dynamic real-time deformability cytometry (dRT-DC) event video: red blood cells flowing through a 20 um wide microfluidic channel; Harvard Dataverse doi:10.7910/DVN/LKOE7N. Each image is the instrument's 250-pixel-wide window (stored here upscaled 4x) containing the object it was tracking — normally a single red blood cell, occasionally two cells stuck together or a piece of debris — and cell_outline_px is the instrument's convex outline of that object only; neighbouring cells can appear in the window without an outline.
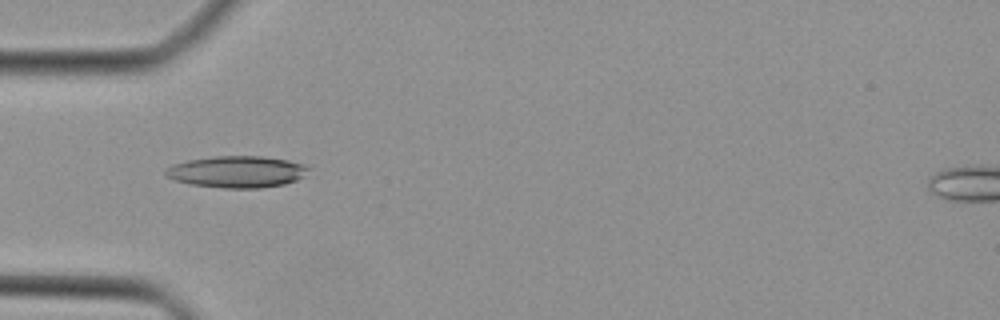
{"species": "Egyptian fruit bat (a non-hibernating species)", "species_latin": "Rousettus aegyptiacus", "temperature_condition": "cold", "stored_images_in_passage": 30, "camera_frame_rate_fps": 3000, "um_per_image_px": 0.085, "animal": {"sex": "female"}, "frame": {"image": 1, "passage_image": 2, "time_ms": 0.333, "image_size_px": [1000, 320], "cell_outline_px": [[308, 168], [304, 176], [296, 180], [284, 184], [260, 188], [224, 188], [192, 184], [176, 180], [168, 176], [164, 172], [172, 164], [188, 160], [216, 156], [260, 156], [288, 160], [304, 164]], "centroid_in_image_um": [20.15, 14.59], "position_along_channel_um": 64.8, "area_um2": 26.07}}
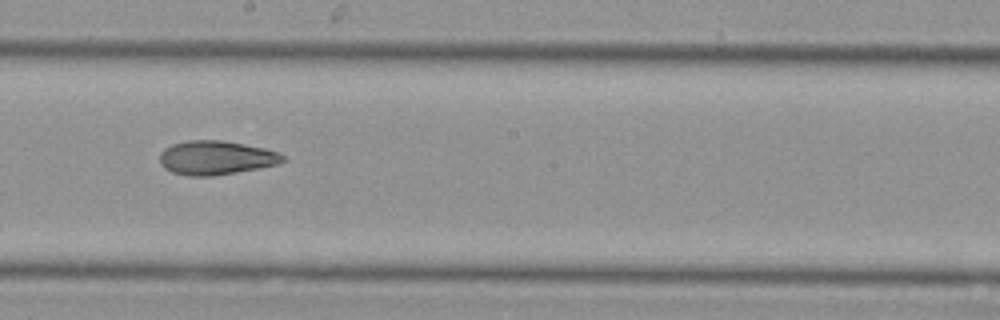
{"frame": {"image": 2, "passage_image": 13, "time_ms": 4.0, "image_size_px": [1000, 320], "cell_outline_px": [[288, 160], [276, 164], [236, 172], [212, 176], [188, 176], [172, 172], [164, 168], [160, 164], [160, 152], [164, 148], [172, 144], [188, 140], [220, 140], [244, 144], [264, 148], [276, 152], [284, 156]], "centroid_in_image_um": [18.32, 13.4], "position_along_channel_um": 229.9, "area_um2": 24.28}}
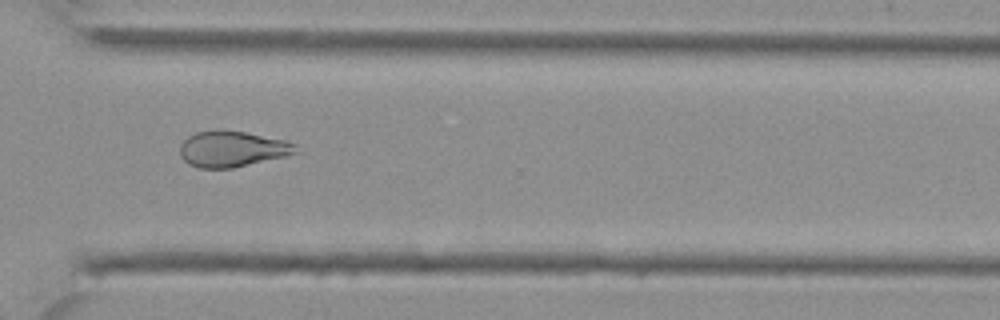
{"frame": {"image": 3, "passage_image": 21, "time_ms": 6.667, "image_size_px": [1000, 320], "cell_outline_px": [[296, 152], [288, 156], [232, 168], [200, 168], [188, 164], [180, 156], [180, 144], [188, 136], [196, 132], [244, 132], [284, 140], [296, 144]], "centroid_in_image_um": [19.73, 12.7], "position_along_channel_um": 350.9, "area_um2": 23.7}}